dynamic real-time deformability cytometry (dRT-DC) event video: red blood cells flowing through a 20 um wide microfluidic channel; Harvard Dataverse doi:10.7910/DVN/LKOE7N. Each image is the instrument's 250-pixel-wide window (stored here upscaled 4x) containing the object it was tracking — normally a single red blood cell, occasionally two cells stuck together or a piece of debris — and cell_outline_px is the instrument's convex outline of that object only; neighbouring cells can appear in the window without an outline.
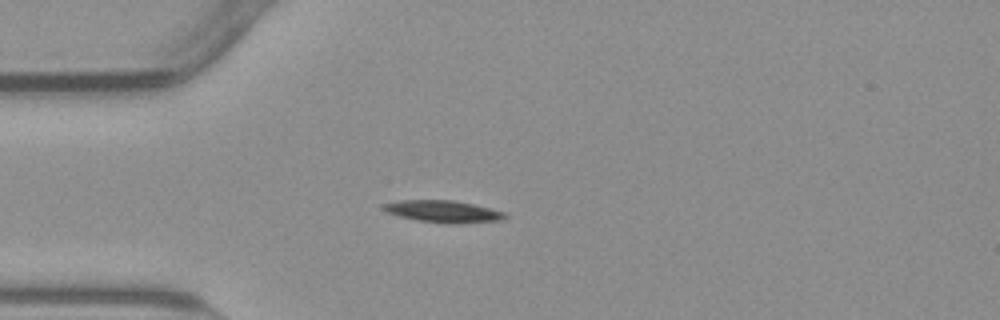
{"species": "common noctule bat (a hibernating species)", "species_latin": "Nyctalus noctula", "temperature_condition": "warm", "stored_images_in_passage": 41, "camera_frame_rate_fps": 3000, "um_per_image_px": 0.085, "animal": {"sex": "male", "body_mass_g": 23.1, "forearm_length_mm": 52.7}, "frame": {"image": 1, "passage_image": 1, "time_ms": 0.0, "image_size_px": [1000, 320], "cell_outline_px": [[508, 216], [500, 220], [456, 224], [448, 224], [416, 220], [400, 216], [388, 212], [380, 208], [384, 204], [400, 200], [452, 200], [472, 204], [504, 212]], "centroid_in_image_um": [37.66, 17.98], "position_along_channel_um": 47.3, "area_um2": 15.43}}
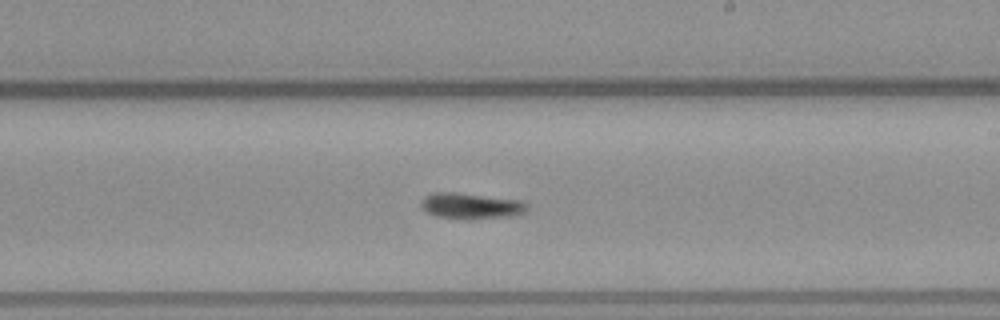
{"frame": {"image": 2, "passage_image": 18, "time_ms": 5.667, "image_size_px": [1000, 320], "cell_outline_px": [[528, 212], [512, 216], [436, 216], [428, 212], [420, 204], [420, 200], [424, 196], [432, 192], [456, 192], [524, 200], [528, 204]], "centroid_in_image_um": [40.09, 17.43], "position_along_channel_um": 248.9, "area_um2": 15.37}}
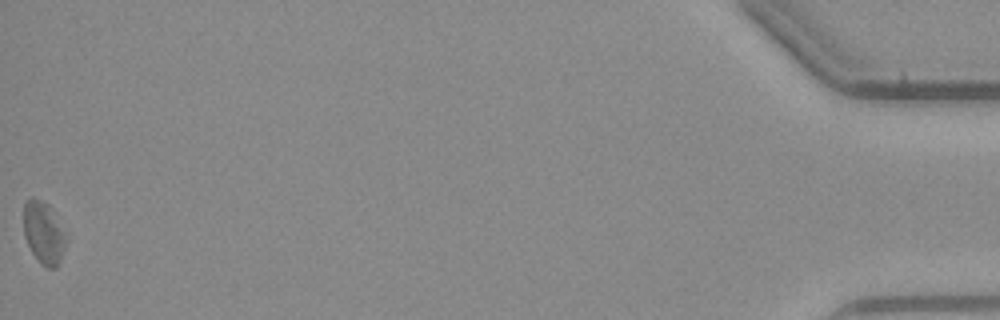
{"frame": {"image": 3, "passage_image": 41, "time_ms": 13.333, "image_size_px": [1000, 320], "cell_outline_px": [[64, 248], [60, 260], [56, 268], [48, 268], [32, 252], [24, 236], [24, 204], [32, 196], [48, 204], [64, 236]], "centroid_in_image_um": [3.66, 19.77], "position_along_channel_um": 431.5, "area_um2": 14.51}}